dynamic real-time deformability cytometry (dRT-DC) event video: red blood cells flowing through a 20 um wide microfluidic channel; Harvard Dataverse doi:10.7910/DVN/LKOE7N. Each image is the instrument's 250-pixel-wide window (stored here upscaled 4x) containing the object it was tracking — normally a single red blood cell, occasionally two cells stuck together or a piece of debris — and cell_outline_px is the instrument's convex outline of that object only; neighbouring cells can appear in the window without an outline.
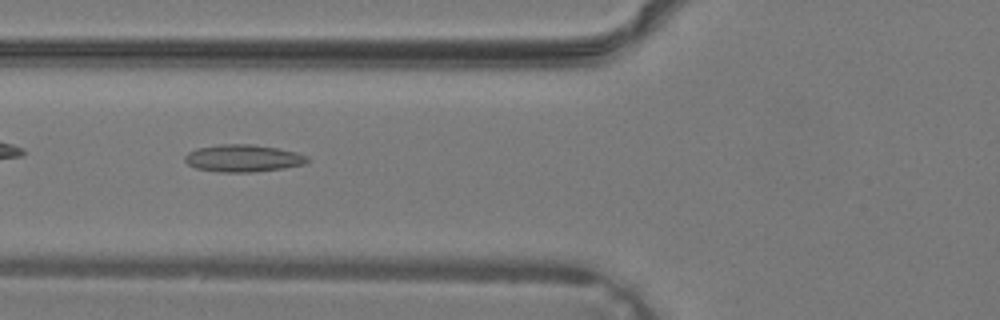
{"species": "common noctule bat (a hibernating species)", "species_latin": "Nyctalus noctula", "temperature_condition": "warm", "stored_images_in_passage": 28, "camera_frame_rate_fps": 3000, "um_per_image_px": 0.085, "animal": {"sex": "male", "body_mass_g": 19.2, "forearm_length_mm": 51.8}, "frame": {"image": 1, "passage_image": 5, "time_ms": 1.333, "image_size_px": [1000, 320], "cell_outline_px": [[312, 160], [304, 164], [284, 168], [252, 172], [220, 172], [196, 168], [188, 164], [184, 160], [184, 156], [188, 152], [196, 148], [220, 144], [252, 144], [276, 148], [296, 152], [308, 156]], "centroid_in_image_um": [20.67, 13.45], "position_along_channel_um": 105.1, "area_um2": 19.54}}